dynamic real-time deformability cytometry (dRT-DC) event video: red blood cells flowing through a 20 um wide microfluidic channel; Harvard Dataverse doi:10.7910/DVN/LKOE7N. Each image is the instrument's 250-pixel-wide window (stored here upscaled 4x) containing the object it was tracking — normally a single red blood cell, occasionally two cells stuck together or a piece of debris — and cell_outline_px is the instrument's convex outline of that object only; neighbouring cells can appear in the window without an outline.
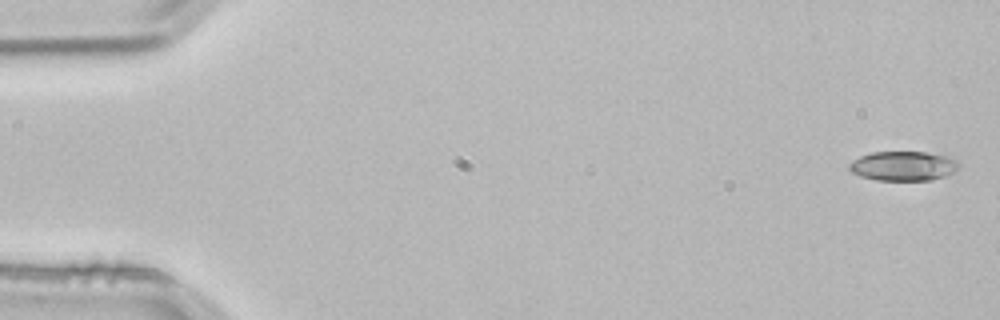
{"species": "common noctule bat (a hibernating species)", "species_latin": "Nyctalus noctula", "temperature_condition": "room temperature", "stored_images_in_passage": 3, "camera_frame_rate_fps": 3000, "um_per_image_px": 0.085, "animal": {"sex": "male", "body_mass_g": 21.5, "forearm_length_mm": 52.0}, "frame": {"image": 1, "passage_image": 1, "time_ms": 0.0, "image_size_px": [1000, 320], "cell_outline_px": [[960, 164], [952, 172], [944, 176], [932, 180], [876, 180], [860, 176], [852, 172], [848, 168], [848, 164], [852, 160], [860, 156], [872, 152], [924, 152], [948, 156], [956, 160]], "centroid_in_image_um": [76.74, 14.1], "position_along_channel_um": 8.3, "area_um2": 18.79}}
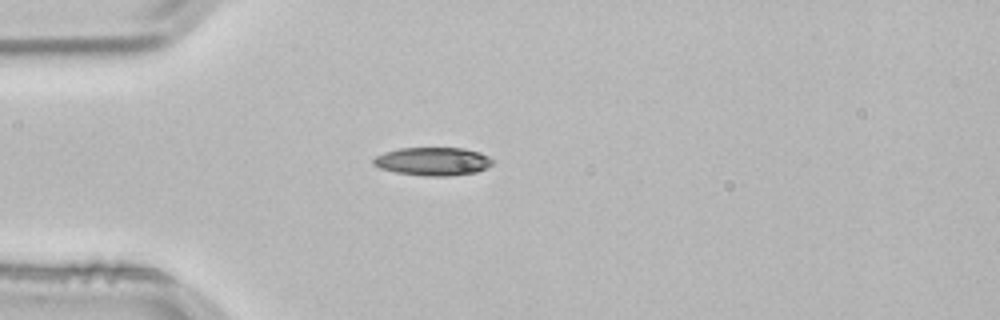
{"frame": {"image": 2, "passage_image": 3, "time_ms": 0.667, "image_size_px": [1000, 320], "cell_outline_px": [[492, 164], [476, 172], [452, 176], [424, 176], [396, 172], [380, 168], [372, 164], [372, 160], [376, 156], [384, 152], [400, 148], [464, 148], [480, 152], [488, 156], [492, 160]], "centroid_in_image_um": [36.77, 13.72], "position_along_channel_um": 48.2, "area_um2": 19.59}}